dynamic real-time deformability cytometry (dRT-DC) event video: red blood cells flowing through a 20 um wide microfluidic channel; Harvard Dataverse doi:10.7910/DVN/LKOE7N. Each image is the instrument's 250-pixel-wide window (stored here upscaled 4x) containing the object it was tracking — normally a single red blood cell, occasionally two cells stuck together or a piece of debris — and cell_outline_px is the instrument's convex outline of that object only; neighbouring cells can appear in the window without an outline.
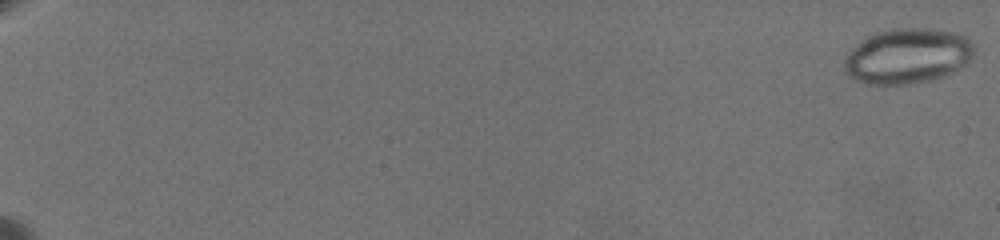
{"species": "common noctule bat (a hibernating species)", "species_latin": "Nyctalus noctula", "temperature_condition": "warm", "stored_images_in_passage": 46, "camera_frame_rate_fps": 3000, "um_per_image_px": 0.085, "animal": {"sex": "female", "body_mass_g": 19.5, "forearm_length_mm": 54.1}, "frame": {"image": 1, "passage_image": 1, "time_ms": 0.0, "image_size_px": [1000, 240], "cell_outline_px": [[972, 56], [964, 64], [952, 72], [944, 76], [932, 80], [908, 84], [868, 84], [856, 80], [848, 76], [844, 72], [844, 60], [848, 52], [864, 36], [876, 32], [892, 28], [932, 28], [952, 32], [964, 36], [972, 44]], "centroid_in_image_um": [77.07, 4.75], "position_along_channel_um": 7.9, "area_um2": 41.85}}